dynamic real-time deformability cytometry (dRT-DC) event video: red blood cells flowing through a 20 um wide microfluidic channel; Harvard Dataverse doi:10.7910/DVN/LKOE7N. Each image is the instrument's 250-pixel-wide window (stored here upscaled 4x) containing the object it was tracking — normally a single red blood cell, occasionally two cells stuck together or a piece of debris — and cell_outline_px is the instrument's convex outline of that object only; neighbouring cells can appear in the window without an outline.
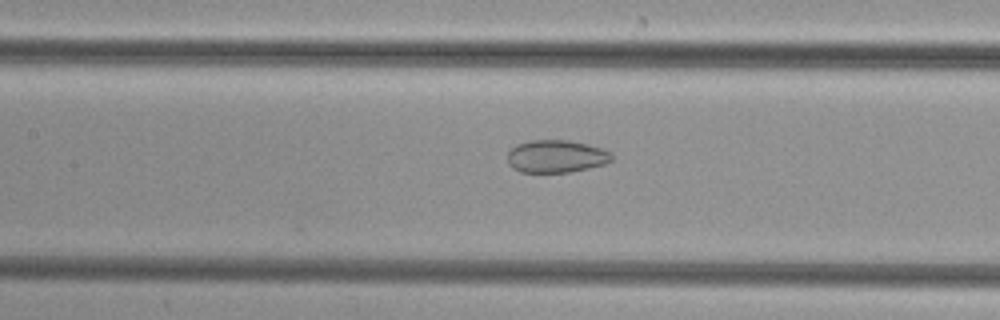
{"species": "common noctule bat (a hibernating species)", "species_latin": "Nyctalus noctula", "temperature_condition": "cold", "stored_images_in_passage": 36, "camera_frame_rate_fps": 3000, "um_per_image_px": 0.085, "animal": {"sex": "female", "body_mass_g": 29.2, "forearm_length_mm": 56.3}, "frame": {"image": 1, "passage_image": 15, "time_ms": 4.667, "image_size_px": [1000, 320], "cell_outline_px": [[612, 160], [604, 164], [588, 168], [568, 172], [520, 172], [512, 168], [508, 164], [508, 152], [516, 144], [532, 140], [568, 140], [588, 144], [604, 148], [612, 152]], "centroid_in_image_um": [47.28, 13.28], "position_along_channel_um": 160.1, "area_um2": 19.94}}
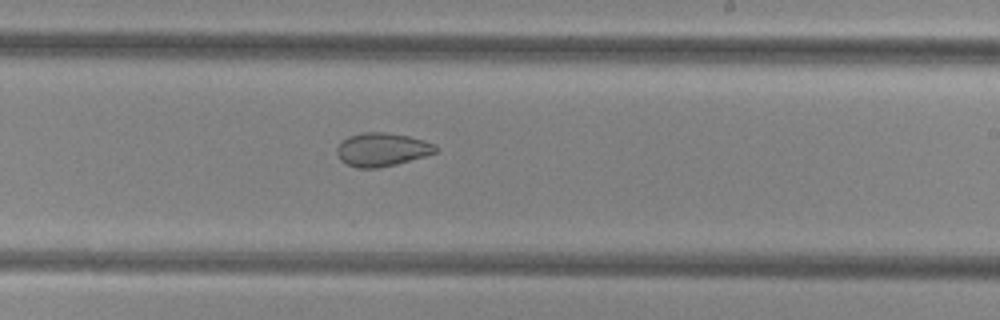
{"frame": {"image": 2, "passage_image": 22, "time_ms": 7.0, "image_size_px": [1000, 320], "cell_outline_px": [[440, 148], [436, 152], [424, 156], [396, 164], [376, 168], [356, 168], [340, 160], [336, 152], [336, 148], [348, 136], [360, 132], [384, 132], [408, 136], [424, 140], [436, 144]], "centroid_in_image_um": [32.48, 12.7], "position_along_channel_um": 256.5, "area_um2": 19.25}}
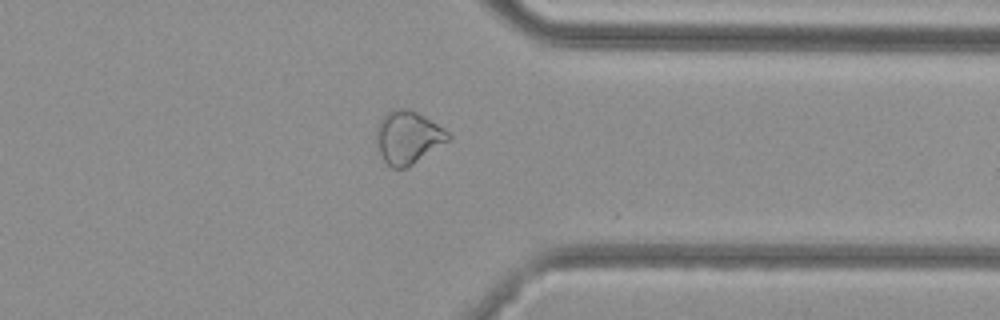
{"frame": {"image": 3, "passage_image": 31, "time_ms": 10.0, "image_size_px": [1000, 320], "cell_outline_px": [[452, 136], [448, 140], [412, 164], [404, 168], [392, 168], [384, 160], [380, 152], [376, 140], [376, 128], [380, 120], [392, 108], [412, 108], [444, 128]], "centroid_in_image_um": [34.66, 11.63], "position_along_channel_um": 376.7, "area_um2": 21.91}}